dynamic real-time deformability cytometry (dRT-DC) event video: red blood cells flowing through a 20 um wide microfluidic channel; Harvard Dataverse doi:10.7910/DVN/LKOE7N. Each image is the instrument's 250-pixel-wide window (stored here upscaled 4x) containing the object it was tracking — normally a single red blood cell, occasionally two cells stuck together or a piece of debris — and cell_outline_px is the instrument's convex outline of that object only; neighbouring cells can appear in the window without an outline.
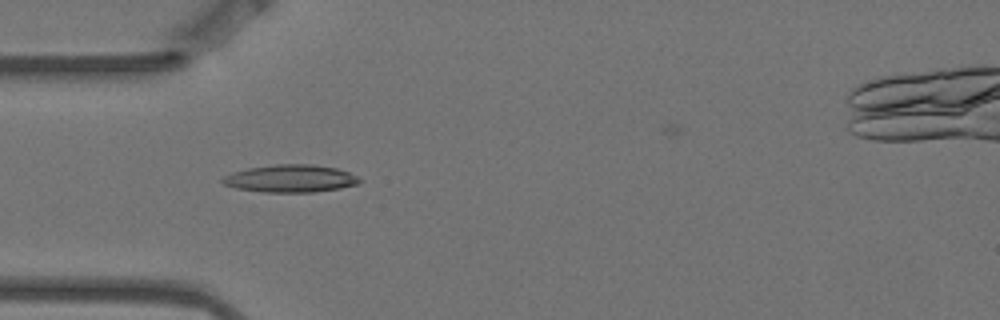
{"species": "Egyptian fruit bat (a non-hibernating species)", "species_latin": "Rousettus aegyptiacus", "temperature_condition": "warm", "stored_images_in_passage": 6, "camera_frame_rate_fps": 3000, "um_per_image_px": 0.085, "animal": {"sex": "female"}, "frame": {"image": 1, "passage_image": 5, "time_ms": 1.333, "image_size_px": [1000, 320], "cell_outline_px": [[360, 184], [340, 188], [312, 192], [264, 192], [236, 188], [224, 184], [220, 180], [224, 176], [232, 172], [248, 168], [276, 164], [312, 164], [336, 168], [348, 172], [356, 176], [360, 180]], "centroid_in_image_um": [24.68, 15.17], "position_along_channel_um": 60.3, "area_um2": 21.91}}
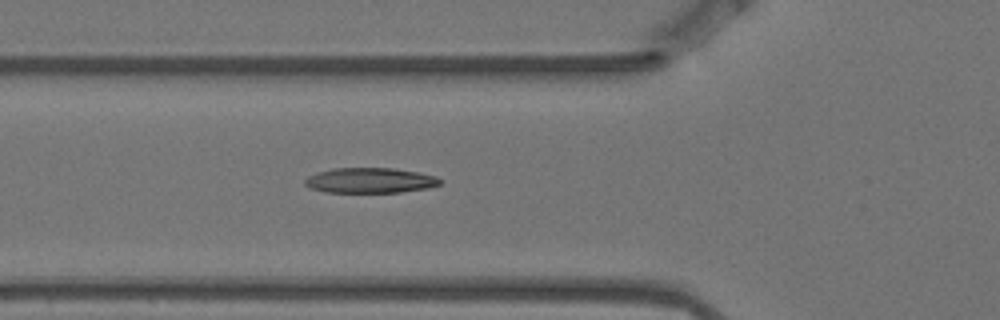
{"frame": {"image": 2, "passage_image": 6, "time_ms": 1.667, "image_size_px": [1000, 320], "cell_outline_px": [[440, 184], [428, 188], [400, 192], [324, 192], [312, 188], [304, 184], [304, 180], [308, 176], [316, 172], [332, 168], [392, 168], [420, 172], [436, 176], [440, 180]], "centroid_in_image_um": [31.44, 15.33], "position_along_channel_um": 94.4, "area_um2": 19.88}}